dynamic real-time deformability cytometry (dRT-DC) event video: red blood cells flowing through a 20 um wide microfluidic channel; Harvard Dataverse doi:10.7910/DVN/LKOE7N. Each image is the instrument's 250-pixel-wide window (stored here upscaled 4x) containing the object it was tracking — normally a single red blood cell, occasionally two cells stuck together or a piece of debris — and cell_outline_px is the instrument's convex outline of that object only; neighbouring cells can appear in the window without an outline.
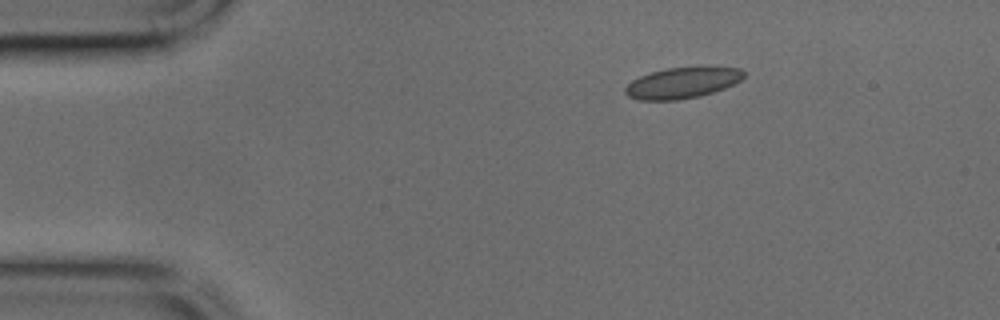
{"species": "common noctule bat (a hibernating species)", "species_latin": "Nyctalus noctula", "temperature_condition": "cold", "stored_images_in_passage": 6, "camera_frame_rate_fps": 3000, "um_per_image_px": 0.085, "animal": {"sex": "male", "body_mass_g": 17.9, "forearm_length_mm": 54.2}, "frame": {"image": 1, "passage_image": 1, "time_ms": 0.0, "image_size_px": [1000, 320], "cell_outline_px": [[744, 76], [740, 80], [724, 88], [700, 96], [676, 100], [640, 100], [628, 96], [624, 92], [624, 88], [632, 80], [640, 76], [652, 72], [668, 68], [704, 64], [740, 68], [744, 72]], "centroid_in_image_um": [58.03, 7.0], "position_along_channel_um": 27.0, "area_um2": 21.91}}